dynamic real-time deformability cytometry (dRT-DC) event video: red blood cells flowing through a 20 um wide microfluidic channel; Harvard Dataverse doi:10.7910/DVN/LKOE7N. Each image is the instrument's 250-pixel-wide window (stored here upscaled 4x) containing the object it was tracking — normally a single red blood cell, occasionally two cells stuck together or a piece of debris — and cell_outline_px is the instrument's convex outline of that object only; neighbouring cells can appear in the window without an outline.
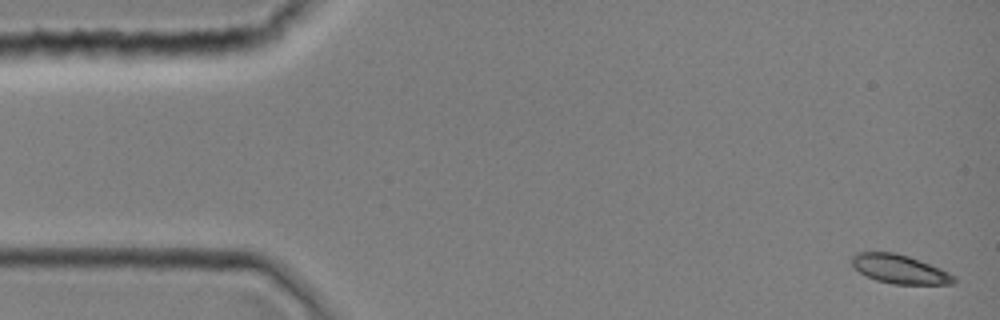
{"species": "common noctule bat (a hibernating species)", "species_latin": "Nyctalus noctula", "temperature_condition": "room temperature", "stored_images_in_passage": 8, "camera_frame_rate_fps": 3000, "um_per_image_px": 0.085, "animal": {"sex": "female", "body_mass_g": 19.0, "forearm_length_mm": 51.5}, "frame": {"image": 1, "passage_image": 1, "time_ms": 0.0, "image_size_px": [1000, 320], "cell_outline_px": [[956, 284], [892, 284], [876, 280], [860, 272], [852, 264], [852, 256], [856, 252], [896, 252], [908, 256], [940, 268], [956, 276]], "centroid_in_image_um": [76.5, 22.88], "position_along_channel_um": 8.5, "area_um2": 17.11}}